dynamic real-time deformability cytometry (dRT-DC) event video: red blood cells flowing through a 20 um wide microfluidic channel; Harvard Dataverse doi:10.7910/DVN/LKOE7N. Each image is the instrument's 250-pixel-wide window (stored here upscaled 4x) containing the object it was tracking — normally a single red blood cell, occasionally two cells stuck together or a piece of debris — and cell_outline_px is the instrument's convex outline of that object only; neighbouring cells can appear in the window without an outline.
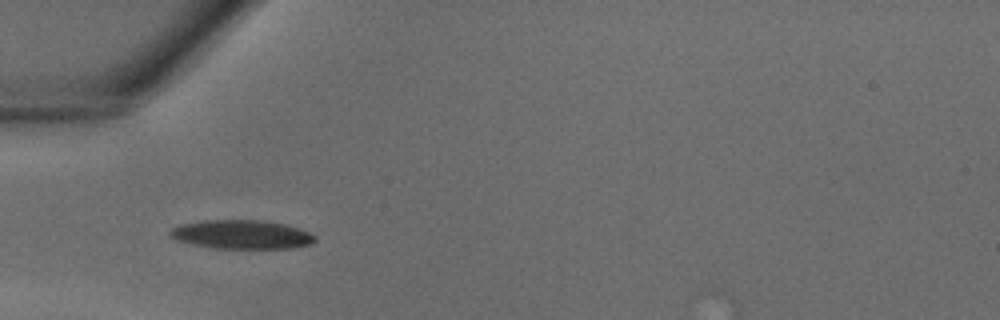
{"species": "common noctule bat (a hibernating species)", "species_latin": "Nyctalus noctula", "temperature_condition": "warm", "stored_images_in_passage": 30, "camera_frame_rate_fps": 3000, "um_per_image_px": 0.085, "animal": {"sex": "male", "body_mass_g": 18.8}, "frame": {"image": 1, "passage_image": 4, "time_ms": 1.0, "image_size_px": [1000, 320], "cell_outline_px": [[316, 240], [312, 244], [292, 248], [212, 248], [192, 244], [176, 240], [168, 236], [168, 232], [172, 228], [184, 224], [204, 220], [260, 220], [284, 224], [300, 228], [316, 236]], "centroid_in_image_um": [20.54, 19.93], "position_along_channel_um": 64.5, "area_um2": 24.39}}
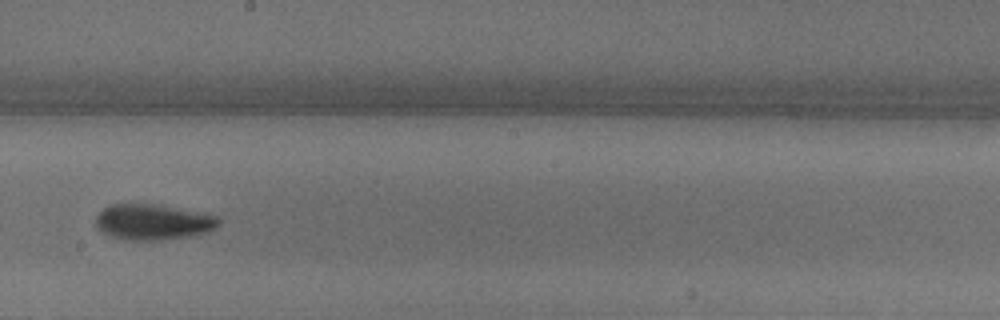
{"frame": {"image": 2, "passage_image": 14, "time_ms": 4.333, "image_size_px": [1000, 320], "cell_outline_px": [[220, 224], [216, 228], [208, 232], [188, 236], [164, 240], [132, 240], [112, 236], [100, 232], [96, 228], [96, 216], [104, 208], [112, 204], [152, 204], [220, 216]], "centroid_in_image_um": [13.01, 18.88], "position_along_channel_um": 235.2, "area_um2": 25.43}}
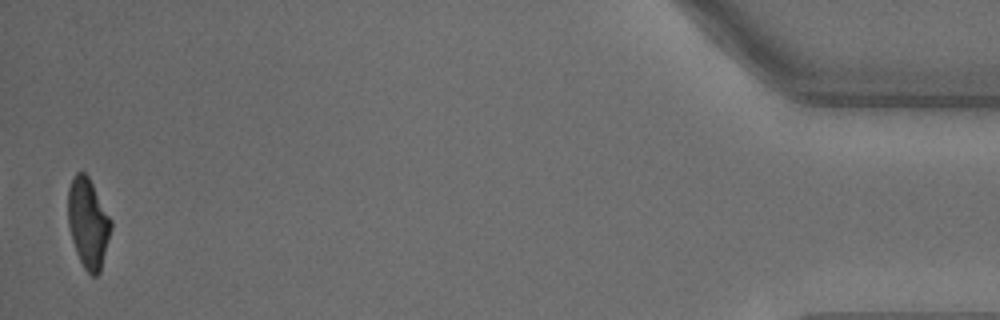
{"frame": {"image": 3, "passage_image": 30, "time_ms": 9.667, "image_size_px": [1000, 320], "cell_outline_px": [[112, 228], [100, 272], [96, 276], [92, 276], [84, 268], [76, 252], [72, 240], [68, 224], [68, 188], [72, 176], [76, 172], [84, 172], [88, 176], [112, 220]], "centroid_in_image_um": [7.49, 18.95], "position_along_channel_um": 427.7, "area_um2": 22.54}}